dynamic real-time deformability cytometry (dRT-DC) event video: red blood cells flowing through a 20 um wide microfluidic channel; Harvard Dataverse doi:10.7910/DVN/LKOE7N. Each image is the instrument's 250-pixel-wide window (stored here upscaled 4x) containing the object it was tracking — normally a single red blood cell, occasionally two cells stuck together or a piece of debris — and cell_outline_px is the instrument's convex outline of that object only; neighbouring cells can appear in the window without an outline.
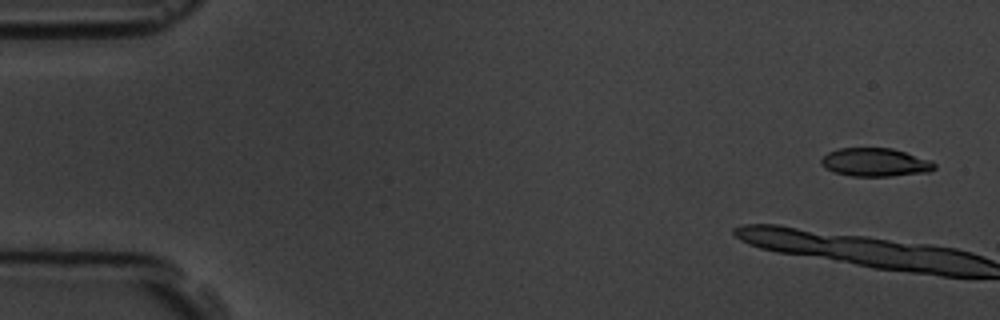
{"species": "common noctule bat (a hibernating species)", "species_latin": "Nyctalus noctula", "temperature_condition": "room temperature", "stored_images_in_passage": 4, "camera_frame_rate_fps": 3000, "um_per_image_px": 0.085, "animal": {"sex": "male", "body_mass_g": 19.5, "forearm_length_mm": 54.6}, "frame": {"image": 1, "passage_image": 1, "time_ms": 0.0, "image_size_px": [1000, 320], "cell_outline_px": [[936, 168], [928, 172], [892, 176], [852, 176], [836, 172], [824, 168], [820, 164], [820, 160], [828, 152], [836, 148], [892, 148], [932, 160], [936, 164]], "centroid_in_image_um": [74.4, 13.79], "position_along_channel_um": 10.6, "area_um2": 18.84}}